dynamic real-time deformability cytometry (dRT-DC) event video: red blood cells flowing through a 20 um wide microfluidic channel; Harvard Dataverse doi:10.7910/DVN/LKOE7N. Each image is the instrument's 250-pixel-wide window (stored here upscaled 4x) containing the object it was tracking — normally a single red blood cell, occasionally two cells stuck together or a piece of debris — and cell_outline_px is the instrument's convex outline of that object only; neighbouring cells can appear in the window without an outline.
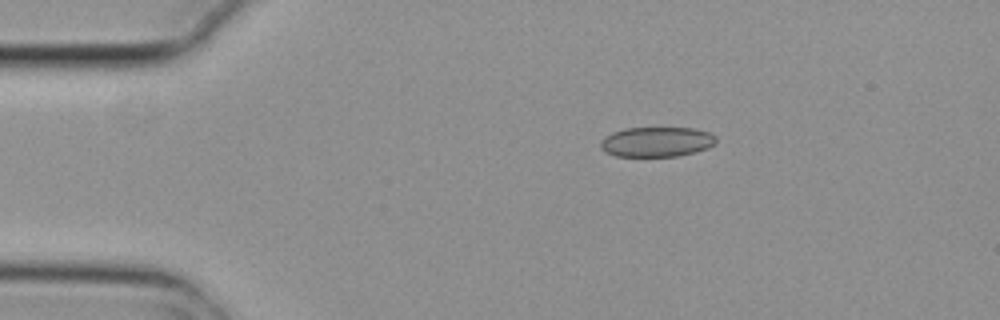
{"species": "common noctule bat (a hibernating species)", "species_latin": "Nyctalus noctula", "temperature_condition": "cold", "stored_images_in_passage": 5, "camera_frame_rate_fps": 3000, "um_per_image_px": 0.085, "animal": {"sex": "female", "body_mass_g": 29.2, "forearm_length_mm": 56.3}, "frame": {"image": 1, "passage_image": 3, "time_ms": 0.667, "image_size_px": [1000, 320], "cell_outline_px": [[716, 144], [708, 148], [696, 152], [676, 156], [616, 156], [604, 152], [600, 148], [600, 140], [604, 136], [612, 132], [624, 128], [692, 128], [708, 132], [716, 136]], "centroid_in_image_um": [55.79, 12.06], "position_along_channel_um": 29.2, "area_um2": 20.35}}
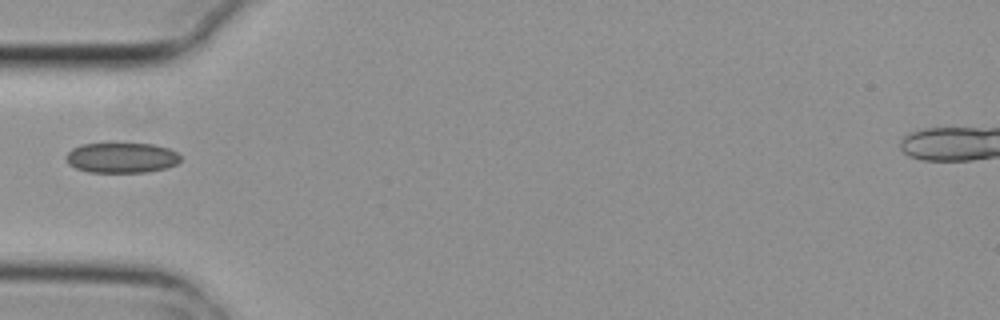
{"frame": {"image": 2, "passage_image": 5, "time_ms": 1.333, "image_size_px": [1000, 320], "cell_outline_px": [[180, 160], [176, 164], [164, 168], [144, 172], [88, 172], [76, 168], [68, 164], [64, 160], [64, 156], [72, 148], [80, 144], [152, 144], [168, 148], [176, 152], [180, 156]], "centroid_in_image_um": [10.27, 13.41], "position_along_channel_um": 74.7, "area_um2": 20.11}}